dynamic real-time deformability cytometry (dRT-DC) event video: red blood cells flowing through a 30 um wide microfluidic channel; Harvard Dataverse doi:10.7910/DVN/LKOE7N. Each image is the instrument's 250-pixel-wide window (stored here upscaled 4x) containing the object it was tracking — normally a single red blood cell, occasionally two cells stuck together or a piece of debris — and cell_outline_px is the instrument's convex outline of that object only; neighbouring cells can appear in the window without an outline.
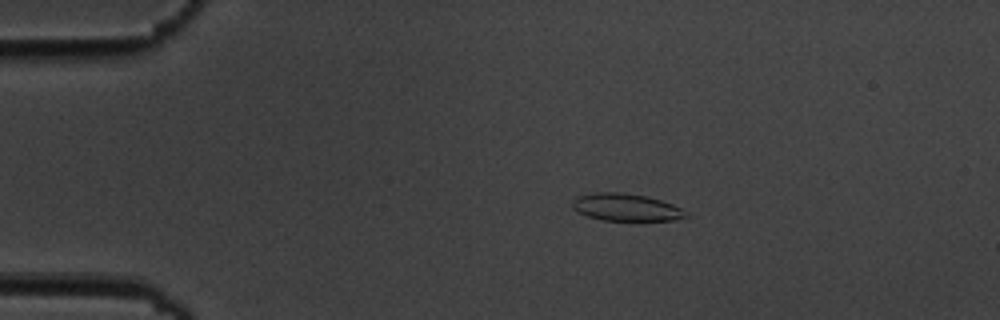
{"species": "common noctule bat (a hibernating species)", "species_latin": "Nyctalus noctula", "temperature_condition": "cold", "stored_images_in_passage": 5, "camera_frame_rate_fps": 3000, "um_per_image_px": 0.085, "animal": {"sex": "male", "body_mass_g": 19.5, "forearm_length_mm": 54.6}, "frame": {"image": 1, "passage_image": 4, "time_ms": 3.333, "image_size_px": [1000, 320], "cell_outline_px": [[688, 216], [676, 220], [640, 224], [604, 220], [588, 216], [572, 208], [572, 200], [576, 196], [596, 192], [620, 192], [648, 196], [672, 204], [688, 212]], "centroid_in_image_um": [53.28, 17.67], "position_along_channel_um": 31.7, "area_um2": 19.07}}